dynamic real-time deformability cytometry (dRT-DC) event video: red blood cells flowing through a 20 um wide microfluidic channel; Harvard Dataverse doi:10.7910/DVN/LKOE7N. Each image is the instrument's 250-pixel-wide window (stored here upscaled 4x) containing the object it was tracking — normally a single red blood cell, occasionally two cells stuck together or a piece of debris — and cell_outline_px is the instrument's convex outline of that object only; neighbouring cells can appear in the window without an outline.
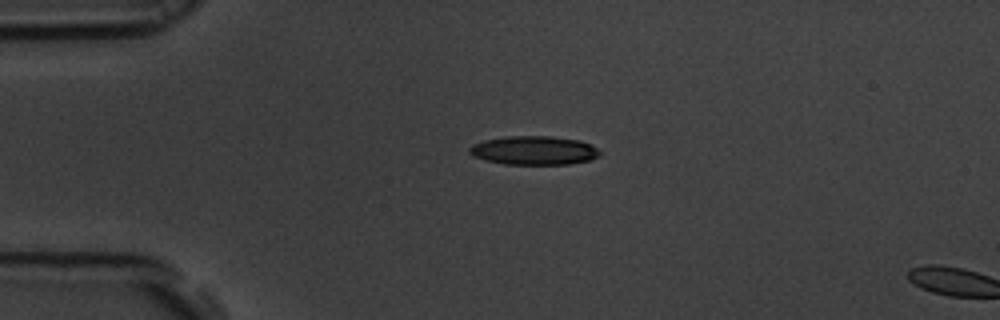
{"species": "common noctule bat (a hibernating species)", "species_latin": "Nyctalus noctula", "temperature_condition": "room temperature", "stored_images_in_passage": 3, "camera_frame_rate_fps": 3000, "um_per_image_px": 0.085, "animal": {"sex": "male", "body_mass_g": 19.5, "forearm_length_mm": 54.6}, "frame": {"image": 1, "passage_image": 1, "time_ms": 0.0, "image_size_px": [1000, 320], "cell_outline_px": [[600, 156], [588, 160], [568, 164], [504, 164], [472, 156], [468, 152], [468, 148], [472, 144], [484, 140], [504, 136], [552, 136], [580, 140], [596, 148], [600, 152]], "centroid_in_image_um": [45.35, 12.77], "position_along_channel_um": 39.7, "area_um2": 21.85}}